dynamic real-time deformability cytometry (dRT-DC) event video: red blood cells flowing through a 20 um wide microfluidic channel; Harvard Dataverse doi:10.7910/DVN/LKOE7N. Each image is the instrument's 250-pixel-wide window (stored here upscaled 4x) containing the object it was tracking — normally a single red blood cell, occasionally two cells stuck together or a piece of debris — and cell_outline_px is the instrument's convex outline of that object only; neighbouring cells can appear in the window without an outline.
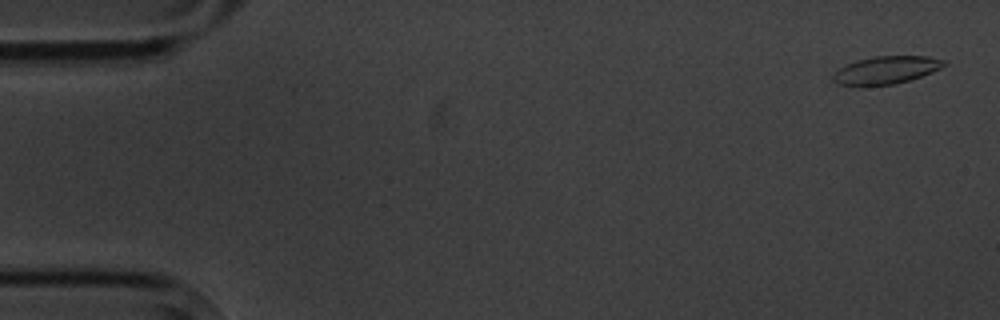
{"species": "common noctule bat (a hibernating species)", "species_latin": "Nyctalus noctula", "temperature_condition": "cold", "stored_images_in_passage": 4, "camera_frame_rate_fps": 3000, "um_per_image_px": 0.085, "animal": {"sex": "male", "body_mass_g": 20.1, "forearm_length_mm": 53.5}, "frame": {"image": 1, "passage_image": 1, "time_ms": 0.0, "image_size_px": [1000, 320], "cell_outline_px": [[948, 64], [932, 72], [908, 80], [892, 84], [840, 84], [832, 80], [832, 76], [844, 64], [856, 60], [872, 56], [928, 56], [944, 60]], "centroid_in_image_um": [75.34, 5.92], "position_along_channel_um": 9.7, "area_um2": 17.51}}